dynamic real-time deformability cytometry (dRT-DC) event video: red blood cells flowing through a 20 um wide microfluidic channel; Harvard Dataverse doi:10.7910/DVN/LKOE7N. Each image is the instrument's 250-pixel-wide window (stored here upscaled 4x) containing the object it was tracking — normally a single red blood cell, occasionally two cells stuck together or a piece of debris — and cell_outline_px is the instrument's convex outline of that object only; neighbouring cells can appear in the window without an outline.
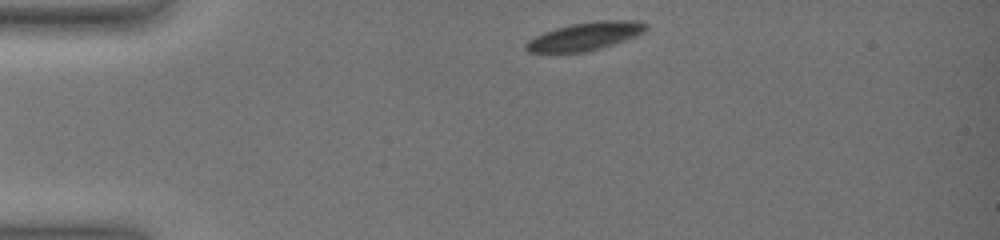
{"species": "common noctule bat (a hibernating species)", "species_latin": "Nyctalus noctula", "temperature_condition": "warm", "stored_images_in_passage": 31, "camera_frame_rate_fps": 3000, "um_per_image_px": 0.085, "animal": {"sex": "female", "body_mass_g": 19.0, "forearm_length_mm": 51.5}, "frame": {"image": 1, "passage_image": 1, "time_ms": 0.0, "image_size_px": [1000, 240], "cell_outline_px": [[648, 28], [644, 32], [636, 36], [600, 48], [584, 52], [528, 52], [524, 48], [524, 44], [528, 40], [544, 32], [556, 28], [572, 24], [596, 20], [636, 20], [648, 24]], "centroid_in_image_um": [49.75, 3.07], "position_along_channel_um": 35.3, "area_um2": 19.54}}
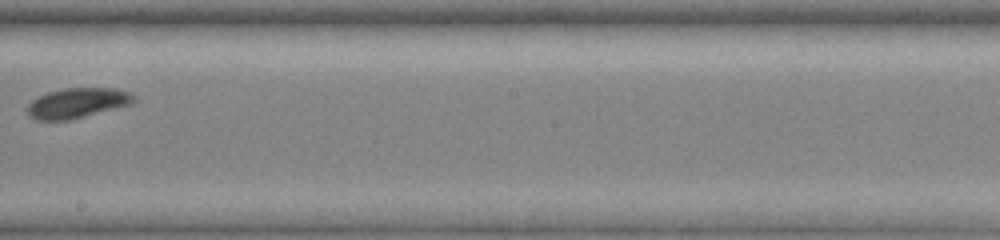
{"frame": {"image": 2, "passage_image": 17, "time_ms": 7.333, "image_size_px": [1000, 240], "cell_outline_px": [[136, 100], [132, 104], [72, 120], [36, 120], [28, 116], [28, 104], [32, 100], [48, 92], [64, 88], [116, 88], [128, 92], [136, 96]], "centroid_in_image_um": [6.6, 8.76], "position_along_channel_um": 241.6, "area_um2": 18.79}}
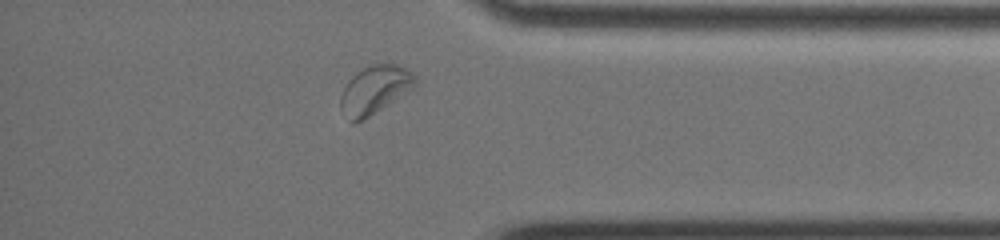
{"frame": {"image": 3, "passage_image": 28, "time_ms": 12.0, "image_size_px": [1000, 240], "cell_outline_px": [[416, 84], [408, 92], [356, 124], [352, 124], [340, 104], [340, 96], [348, 80], [356, 72], [372, 64], [396, 64], [408, 68], [416, 76]], "centroid_in_image_um": [31.87, 7.62], "position_along_channel_um": 403.3, "area_um2": 20.81}, "authors_computed_cell_mechanics": {"area_um2": 20.1144, "velocity_mm_per_s": 3.5167, "shape_relaxation_time_tau1_ms": 1.7296, "shape_relaxation_time_tau2_ms": null, "deformation_change_tau1": 0.079, "deformation_change_tau2": null}}